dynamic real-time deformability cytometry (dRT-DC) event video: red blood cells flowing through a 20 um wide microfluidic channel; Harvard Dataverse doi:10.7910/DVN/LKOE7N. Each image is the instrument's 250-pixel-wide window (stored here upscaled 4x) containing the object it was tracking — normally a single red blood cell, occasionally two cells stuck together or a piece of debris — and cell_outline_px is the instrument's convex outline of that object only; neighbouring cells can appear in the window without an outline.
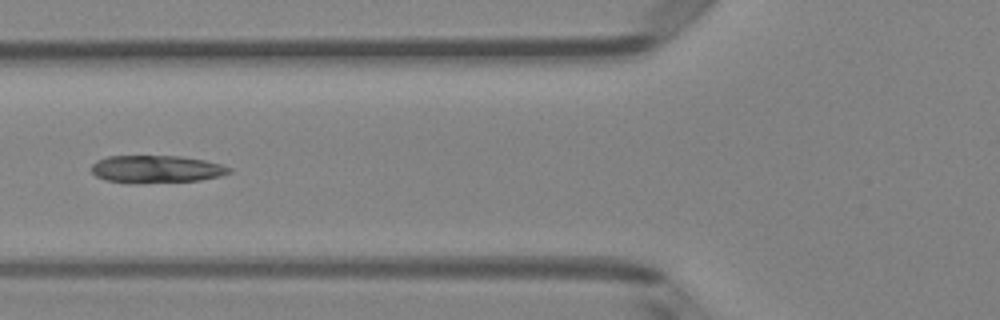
{"species": "Egyptian fruit bat (a non-hibernating species)", "species_latin": "Rousettus aegyptiacus", "temperature_condition": "room temperature", "stored_images_in_passage": 21, "camera_frame_rate_fps": 3000, "um_per_image_px": 0.085, "animal": {"sex": "female"}, "frame": {"image": 1, "passage_image": 18, "time_ms": 5.667, "image_size_px": [1000, 320], "cell_outline_px": [[232, 172], [220, 176], [200, 180], [136, 184], [108, 180], [96, 176], [92, 172], [92, 164], [96, 160], [108, 156], [180, 156], [204, 160], [220, 164], [232, 168]], "centroid_in_image_um": [13.29, 14.38], "position_along_channel_um": 112.5, "area_um2": 22.2}}